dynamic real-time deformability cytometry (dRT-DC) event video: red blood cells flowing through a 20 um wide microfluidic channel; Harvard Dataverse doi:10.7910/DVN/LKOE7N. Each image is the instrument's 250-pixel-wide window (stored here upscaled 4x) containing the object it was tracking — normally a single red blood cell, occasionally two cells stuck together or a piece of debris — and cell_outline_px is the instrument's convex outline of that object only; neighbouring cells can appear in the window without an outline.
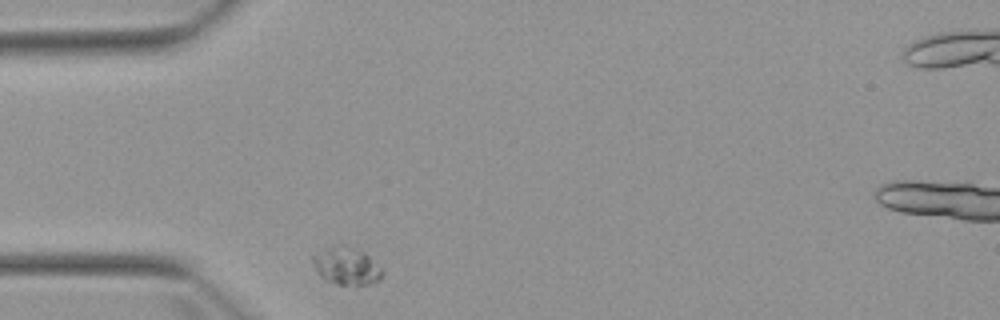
{"species": "Egyptian fruit bat (a non-hibernating species)", "species_latin": "Rousettus aegyptiacus", "temperature_condition": "warm", "stored_images_in_passage": 2, "camera_frame_rate_fps": 3000, "um_per_image_px": 0.085, "animal": {"sex": "female"}, "frame": {"image": 1, "passage_image": 1, "time_ms": 0.0, "image_size_px": [1000, 320], "cell_outline_px": [[384, 276], [380, 280], [368, 284], [336, 284], [324, 280], [320, 276], [312, 260], [312, 256], [332, 252], [364, 252], [384, 268]], "centroid_in_image_um": [29.59, 22.78], "position_along_channel_um": 55.4, "area_um2": 13.58}}